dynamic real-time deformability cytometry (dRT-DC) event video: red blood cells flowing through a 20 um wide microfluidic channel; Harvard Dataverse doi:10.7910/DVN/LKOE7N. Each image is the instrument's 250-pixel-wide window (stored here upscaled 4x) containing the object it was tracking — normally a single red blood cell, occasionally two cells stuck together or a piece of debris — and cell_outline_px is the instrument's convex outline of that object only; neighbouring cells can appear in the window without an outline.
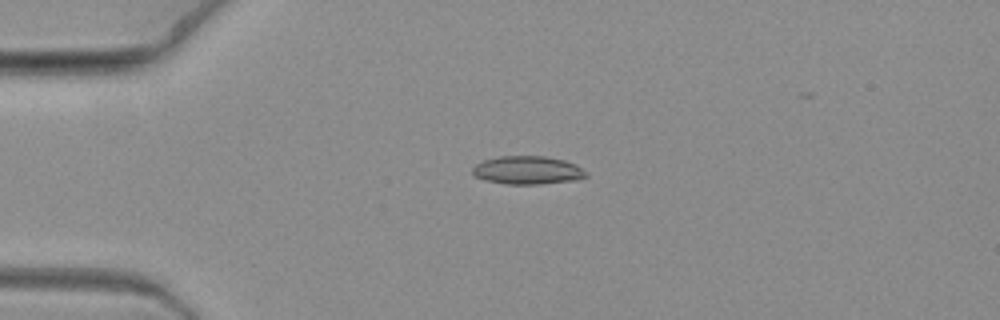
{"species": "common noctule bat (a hibernating species)", "species_latin": "Nyctalus noctula", "temperature_condition": "warm", "stored_images_in_passage": 9, "camera_frame_rate_fps": 3000, "um_per_image_px": 0.085, "animal": {"sex": "female", "body_mass_g": 19.3, "forearm_length_mm": 54.1}, "frame": {"image": 1, "passage_image": 6, "time_ms": 1.667, "image_size_px": [1000, 320], "cell_outline_px": [[588, 176], [576, 180], [540, 184], [504, 184], [488, 180], [476, 176], [472, 172], [472, 168], [476, 164], [484, 160], [500, 156], [544, 156], [564, 160], [576, 164], [588, 172]], "centroid_in_image_um": [44.89, 14.46], "position_along_channel_um": 40.1, "area_um2": 18.67}}
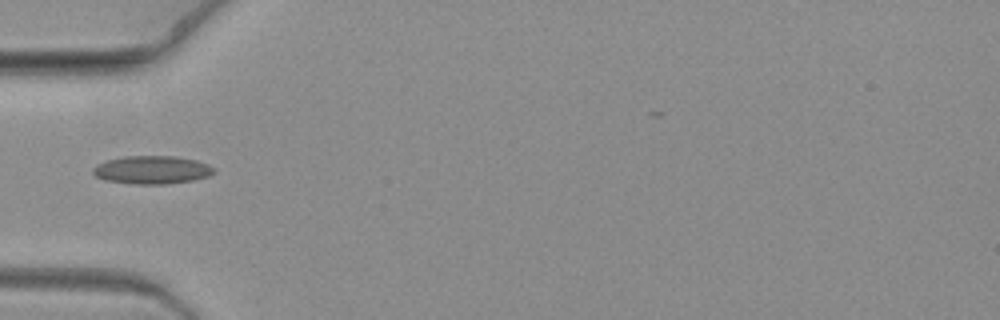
{"frame": {"image": 2, "passage_image": 8, "time_ms": 2.333, "image_size_px": [1000, 320], "cell_outline_px": [[216, 172], [208, 176], [192, 180], [164, 184], [136, 184], [104, 180], [96, 176], [92, 172], [92, 168], [96, 164], [108, 160], [124, 156], [172, 156], [196, 160], [208, 164]], "centroid_in_image_um": [12.89, 14.44], "position_along_channel_um": 72.1, "area_um2": 19.71}}
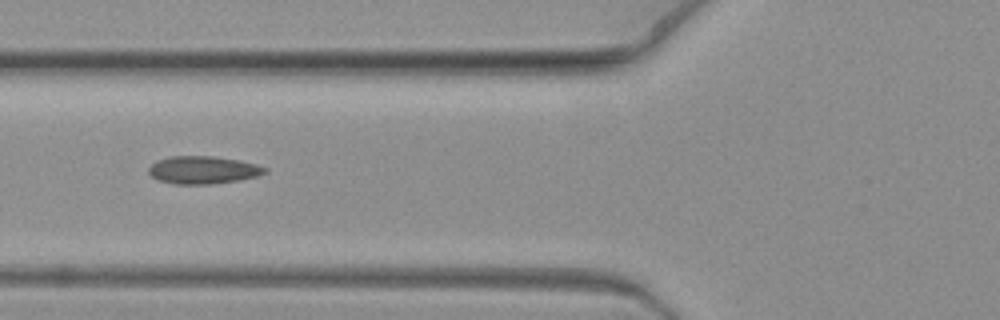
{"frame": {"image": 3, "passage_image": 9, "time_ms": 2.667, "image_size_px": [1000, 320], "cell_outline_px": [[268, 172], [256, 176], [236, 180], [208, 184], [172, 184], [160, 180], [152, 176], [148, 172], [148, 168], [156, 160], [168, 156], [212, 156], [236, 160], [256, 164], [268, 168]], "centroid_in_image_um": [17.23, 14.44], "position_along_channel_um": 108.6, "area_um2": 18.61}}